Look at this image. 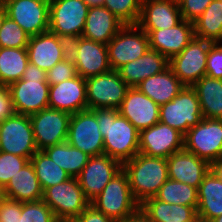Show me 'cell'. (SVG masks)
<instances>
[{
	"mask_svg": "<svg viewBox=\"0 0 222 222\" xmlns=\"http://www.w3.org/2000/svg\"><path fill=\"white\" fill-rule=\"evenodd\" d=\"M104 140V154L122 165L139 153L140 132L119 110L91 109Z\"/></svg>",
	"mask_w": 222,
	"mask_h": 222,
	"instance_id": "cell-1",
	"label": "cell"
},
{
	"mask_svg": "<svg viewBox=\"0 0 222 222\" xmlns=\"http://www.w3.org/2000/svg\"><path fill=\"white\" fill-rule=\"evenodd\" d=\"M123 170L128 175L132 195L140 205L154 197L169 179L167 158L138 153L123 164Z\"/></svg>",
	"mask_w": 222,
	"mask_h": 222,
	"instance_id": "cell-2",
	"label": "cell"
},
{
	"mask_svg": "<svg viewBox=\"0 0 222 222\" xmlns=\"http://www.w3.org/2000/svg\"><path fill=\"white\" fill-rule=\"evenodd\" d=\"M47 72L28 63L20 80L8 86L16 114L30 116L49 108Z\"/></svg>",
	"mask_w": 222,
	"mask_h": 222,
	"instance_id": "cell-3",
	"label": "cell"
},
{
	"mask_svg": "<svg viewBox=\"0 0 222 222\" xmlns=\"http://www.w3.org/2000/svg\"><path fill=\"white\" fill-rule=\"evenodd\" d=\"M90 205L115 222L122 221L140 208L132 195L128 175L123 169L109 181Z\"/></svg>",
	"mask_w": 222,
	"mask_h": 222,
	"instance_id": "cell-4",
	"label": "cell"
},
{
	"mask_svg": "<svg viewBox=\"0 0 222 222\" xmlns=\"http://www.w3.org/2000/svg\"><path fill=\"white\" fill-rule=\"evenodd\" d=\"M42 200L51 208L56 219L63 220H75L90 205L76 177L46 188Z\"/></svg>",
	"mask_w": 222,
	"mask_h": 222,
	"instance_id": "cell-5",
	"label": "cell"
},
{
	"mask_svg": "<svg viewBox=\"0 0 222 222\" xmlns=\"http://www.w3.org/2000/svg\"><path fill=\"white\" fill-rule=\"evenodd\" d=\"M202 119L199 99L192 87L185 86L173 100L160 105L159 121L183 134Z\"/></svg>",
	"mask_w": 222,
	"mask_h": 222,
	"instance_id": "cell-6",
	"label": "cell"
},
{
	"mask_svg": "<svg viewBox=\"0 0 222 222\" xmlns=\"http://www.w3.org/2000/svg\"><path fill=\"white\" fill-rule=\"evenodd\" d=\"M88 109H116L121 106L129 88L118 70L85 79Z\"/></svg>",
	"mask_w": 222,
	"mask_h": 222,
	"instance_id": "cell-7",
	"label": "cell"
},
{
	"mask_svg": "<svg viewBox=\"0 0 222 222\" xmlns=\"http://www.w3.org/2000/svg\"><path fill=\"white\" fill-rule=\"evenodd\" d=\"M149 38L138 25H124L108 42V60L112 70L143 56L149 49Z\"/></svg>",
	"mask_w": 222,
	"mask_h": 222,
	"instance_id": "cell-8",
	"label": "cell"
},
{
	"mask_svg": "<svg viewBox=\"0 0 222 222\" xmlns=\"http://www.w3.org/2000/svg\"><path fill=\"white\" fill-rule=\"evenodd\" d=\"M183 148L208 163L222 158V120L203 117L184 134Z\"/></svg>",
	"mask_w": 222,
	"mask_h": 222,
	"instance_id": "cell-9",
	"label": "cell"
},
{
	"mask_svg": "<svg viewBox=\"0 0 222 222\" xmlns=\"http://www.w3.org/2000/svg\"><path fill=\"white\" fill-rule=\"evenodd\" d=\"M0 151L29 160L38 151L29 116L15 114L0 122Z\"/></svg>",
	"mask_w": 222,
	"mask_h": 222,
	"instance_id": "cell-10",
	"label": "cell"
},
{
	"mask_svg": "<svg viewBox=\"0 0 222 222\" xmlns=\"http://www.w3.org/2000/svg\"><path fill=\"white\" fill-rule=\"evenodd\" d=\"M194 37L182 52L169 60V67L184 86L191 87L206 75V61L210 45Z\"/></svg>",
	"mask_w": 222,
	"mask_h": 222,
	"instance_id": "cell-11",
	"label": "cell"
},
{
	"mask_svg": "<svg viewBox=\"0 0 222 222\" xmlns=\"http://www.w3.org/2000/svg\"><path fill=\"white\" fill-rule=\"evenodd\" d=\"M89 7L84 0H50L49 31L81 36Z\"/></svg>",
	"mask_w": 222,
	"mask_h": 222,
	"instance_id": "cell-12",
	"label": "cell"
},
{
	"mask_svg": "<svg viewBox=\"0 0 222 222\" xmlns=\"http://www.w3.org/2000/svg\"><path fill=\"white\" fill-rule=\"evenodd\" d=\"M67 142L89 156L104 154L103 136L91 110L71 114Z\"/></svg>",
	"mask_w": 222,
	"mask_h": 222,
	"instance_id": "cell-13",
	"label": "cell"
},
{
	"mask_svg": "<svg viewBox=\"0 0 222 222\" xmlns=\"http://www.w3.org/2000/svg\"><path fill=\"white\" fill-rule=\"evenodd\" d=\"M37 150L67 141L71 114L46 108L29 116Z\"/></svg>",
	"mask_w": 222,
	"mask_h": 222,
	"instance_id": "cell-14",
	"label": "cell"
},
{
	"mask_svg": "<svg viewBox=\"0 0 222 222\" xmlns=\"http://www.w3.org/2000/svg\"><path fill=\"white\" fill-rule=\"evenodd\" d=\"M183 146L184 134L160 121L140 131L139 153L143 155L168 158Z\"/></svg>",
	"mask_w": 222,
	"mask_h": 222,
	"instance_id": "cell-15",
	"label": "cell"
},
{
	"mask_svg": "<svg viewBox=\"0 0 222 222\" xmlns=\"http://www.w3.org/2000/svg\"><path fill=\"white\" fill-rule=\"evenodd\" d=\"M123 165L107 154L90 156L77 177L85 197L91 202L121 170Z\"/></svg>",
	"mask_w": 222,
	"mask_h": 222,
	"instance_id": "cell-16",
	"label": "cell"
},
{
	"mask_svg": "<svg viewBox=\"0 0 222 222\" xmlns=\"http://www.w3.org/2000/svg\"><path fill=\"white\" fill-rule=\"evenodd\" d=\"M50 0H14L5 7L13 19L28 35L49 31Z\"/></svg>",
	"mask_w": 222,
	"mask_h": 222,
	"instance_id": "cell-17",
	"label": "cell"
},
{
	"mask_svg": "<svg viewBox=\"0 0 222 222\" xmlns=\"http://www.w3.org/2000/svg\"><path fill=\"white\" fill-rule=\"evenodd\" d=\"M149 38V47L169 60L180 54L195 37L194 23L182 20L169 29H142Z\"/></svg>",
	"mask_w": 222,
	"mask_h": 222,
	"instance_id": "cell-18",
	"label": "cell"
},
{
	"mask_svg": "<svg viewBox=\"0 0 222 222\" xmlns=\"http://www.w3.org/2000/svg\"><path fill=\"white\" fill-rule=\"evenodd\" d=\"M118 110L139 132L159 122L160 106L137 87L128 88Z\"/></svg>",
	"mask_w": 222,
	"mask_h": 222,
	"instance_id": "cell-19",
	"label": "cell"
},
{
	"mask_svg": "<svg viewBox=\"0 0 222 222\" xmlns=\"http://www.w3.org/2000/svg\"><path fill=\"white\" fill-rule=\"evenodd\" d=\"M48 96V106L51 109L70 114L88 109L86 81L79 75L56 85H50Z\"/></svg>",
	"mask_w": 222,
	"mask_h": 222,
	"instance_id": "cell-20",
	"label": "cell"
},
{
	"mask_svg": "<svg viewBox=\"0 0 222 222\" xmlns=\"http://www.w3.org/2000/svg\"><path fill=\"white\" fill-rule=\"evenodd\" d=\"M169 179L198 189L209 171V163L189 151L179 150L167 158Z\"/></svg>",
	"mask_w": 222,
	"mask_h": 222,
	"instance_id": "cell-21",
	"label": "cell"
},
{
	"mask_svg": "<svg viewBox=\"0 0 222 222\" xmlns=\"http://www.w3.org/2000/svg\"><path fill=\"white\" fill-rule=\"evenodd\" d=\"M179 3L171 0H142L137 25L141 29H169L182 21Z\"/></svg>",
	"mask_w": 222,
	"mask_h": 222,
	"instance_id": "cell-22",
	"label": "cell"
},
{
	"mask_svg": "<svg viewBox=\"0 0 222 222\" xmlns=\"http://www.w3.org/2000/svg\"><path fill=\"white\" fill-rule=\"evenodd\" d=\"M75 67L84 79L109 72L107 44L81 37Z\"/></svg>",
	"mask_w": 222,
	"mask_h": 222,
	"instance_id": "cell-23",
	"label": "cell"
},
{
	"mask_svg": "<svg viewBox=\"0 0 222 222\" xmlns=\"http://www.w3.org/2000/svg\"><path fill=\"white\" fill-rule=\"evenodd\" d=\"M169 67V59L156 50L148 49L145 54L118 69L121 78L129 87H136L143 80Z\"/></svg>",
	"mask_w": 222,
	"mask_h": 222,
	"instance_id": "cell-24",
	"label": "cell"
},
{
	"mask_svg": "<svg viewBox=\"0 0 222 222\" xmlns=\"http://www.w3.org/2000/svg\"><path fill=\"white\" fill-rule=\"evenodd\" d=\"M124 24L103 5L90 6L82 37L108 44Z\"/></svg>",
	"mask_w": 222,
	"mask_h": 222,
	"instance_id": "cell-25",
	"label": "cell"
},
{
	"mask_svg": "<svg viewBox=\"0 0 222 222\" xmlns=\"http://www.w3.org/2000/svg\"><path fill=\"white\" fill-rule=\"evenodd\" d=\"M27 52L29 62L46 72L63 60L62 48L57 36L50 31L30 36Z\"/></svg>",
	"mask_w": 222,
	"mask_h": 222,
	"instance_id": "cell-26",
	"label": "cell"
},
{
	"mask_svg": "<svg viewBox=\"0 0 222 222\" xmlns=\"http://www.w3.org/2000/svg\"><path fill=\"white\" fill-rule=\"evenodd\" d=\"M136 87L160 106L173 100L185 86L168 67L166 70L146 78Z\"/></svg>",
	"mask_w": 222,
	"mask_h": 222,
	"instance_id": "cell-27",
	"label": "cell"
},
{
	"mask_svg": "<svg viewBox=\"0 0 222 222\" xmlns=\"http://www.w3.org/2000/svg\"><path fill=\"white\" fill-rule=\"evenodd\" d=\"M7 197L19 202H32L43 198V189L29 161L5 186Z\"/></svg>",
	"mask_w": 222,
	"mask_h": 222,
	"instance_id": "cell-28",
	"label": "cell"
},
{
	"mask_svg": "<svg viewBox=\"0 0 222 222\" xmlns=\"http://www.w3.org/2000/svg\"><path fill=\"white\" fill-rule=\"evenodd\" d=\"M222 215V180L208 172L198 187L197 216L212 221Z\"/></svg>",
	"mask_w": 222,
	"mask_h": 222,
	"instance_id": "cell-29",
	"label": "cell"
},
{
	"mask_svg": "<svg viewBox=\"0 0 222 222\" xmlns=\"http://www.w3.org/2000/svg\"><path fill=\"white\" fill-rule=\"evenodd\" d=\"M204 118L222 120V79L203 76L193 86Z\"/></svg>",
	"mask_w": 222,
	"mask_h": 222,
	"instance_id": "cell-30",
	"label": "cell"
},
{
	"mask_svg": "<svg viewBox=\"0 0 222 222\" xmlns=\"http://www.w3.org/2000/svg\"><path fill=\"white\" fill-rule=\"evenodd\" d=\"M140 208L154 222H191L197 216L196 207L169 204L155 197L146 199Z\"/></svg>",
	"mask_w": 222,
	"mask_h": 222,
	"instance_id": "cell-31",
	"label": "cell"
},
{
	"mask_svg": "<svg viewBox=\"0 0 222 222\" xmlns=\"http://www.w3.org/2000/svg\"><path fill=\"white\" fill-rule=\"evenodd\" d=\"M51 160L65 170L71 177H78L90 156L72 147L67 141L43 150Z\"/></svg>",
	"mask_w": 222,
	"mask_h": 222,
	"instance_id": "cell-32",
	"label": "cell"
},
{
	"mask_svg": "<svg viewBox=\"0 0 222 222\" xmlns=\"http://www.w3.org/2000/svg\"><path fill=\"white\" fill-rule=\"evenodd\" d=\"M193 23L196 38L222 43V1L213 0Z\"/></svg>",
	"mask_w": 222,
	"mask_h": 222,
	"instance_id": "cell-33",
	"label": "cell"
},
{
	"mask_svg": "<svg viewBox=\"0 0 222 222\" xmlns=\"http://www.w3.org/2000/svg\"><path fill=\"white\" fill-rule=\"evenodd\" d=\"M28 63L27 48L0 47V81L8 87L20 80Z\"/></svg>",
	"mask_w": 222,
	"mask_h": 222,
	"instance_id": "cell-34",
	"label": "cell"
},
{
	"mask_svg": "<svg viewBox=\"0 0 222 222\" xmlns=\"http://www.w3.org/2000/svg\"><path fill=\"white\" fill-rule=\"evenodd\" d=\"M30 162L34 167L43 191L46 188L63 183L71 178V176L51 160L43 150H38L30 158Z\"/></svg>",
	"mask_w": 222,
	"mask_h": 222,
	"instance_id": "cell-35",
	"label": "cell"
},
{
	"mask_svg": "<svg viewBox=\"0 0 222 222\" xmlns=\"http://www.w3.org/2000/svg\"><path fill=\"white\" fill-rule=\"evenodd\" d=\"M154 197L169 204L198 207V189L172 179H168Z\"/></svg>",
	"mask_w": 222,
	"mask_h": 222,
	"instance_id": "cell-36",
	"label": "cell"
},
{
	"mask_svg": "<svg viewBox=\"0 0 222 222\" xmlns=\"http://www.w3.org/2000/svg\"><path fill=\"white\" fill-rule=\"evenodd\" d=\"M103 6L124 25H137L141 14L142 0H105Z\"/></svg>",
	"mask_w": 222,
	"mask_h": 222,
	"instance_id": "cell-37",
	"label": "cell"
},
{
	"mask_svg": "<svg viewBox=\"0 0 222 222\" xmlns=\"http://www.w3.org/2000/svg\"><path fill=\"white\" fill-rule=\"evenodd\" d=\"M29 40L30 35L7 16L0 29V47L27 48Z\"/></svg>",
	"mask_w": 222,
	"mask_h": 222,
	"instance_id": "cell-38",
	"label": "cell"
},
{
	"mask_svg": "<svg viewBox=\"0 0 222 222\" xmlns=\"http://www.w3.org/2000/svg\"><path fill=\"white\" fill-rule=\"evenodd\" d=\"M51 208L41 199L32 202H22V211L18 222H55Z\"/></svg>",
	"mask_w": 222,
	"mask_h": 222,
	"instance_id": "cell-39",
	"label": "cell"
},
{
	"mask_svg": "<svg viewBox=\"0 0 222 222\" xmlns=\"http://www.w3.org/2000/svg\"><path fill=\"white\" fill-rule=\"evenodd\" d=\"M29 161L26 157L0 151V184L6 186Z\"/></svg>",
	"mask_w": 222,
	"mask_h": 222,
	"instance_id": "cell-40",
	"label": "cell"
},
{
	"mask_svg": "<svg viewBox=\"0 0 222 222\" xmlns=\"http://www.w3.org/2000/svg\"><path fill=\"white\" fill-rule=\"evenodd\" d=\"M77 75L75 64L62 60L47 71V82L49 85H56Z\"/></svg>",
	"mask_w": 222,
	"mask_h": 222,
	"instance_id": "cell-41",
	"label": "cell"
},
{
	"mask_svg": "<svg viewBox=\"0 0 222 222\" xmlns=\"http://www.w3.org/2000/svg\"><path fill=\"white\" fill-rule=\"evenodd\" d=\"M206 75L222 79V43H212L206 61Z\"/></svg>",
	"mask_w": 222,
	"mask_h": 222,
	"instance_id": "cell-42",
	"label": "cell"
},
{
	"mask_svg": "<svg viewBox=\"0 0 222 222\" xmlns=\"http://www.w3.org/2000/svg\"><path fill=\"white\" fill-rule=\"evenodd\" d=\"M213 0H180L179 8L183 20L194 22Z\"/></svg>",
	"mask_w": 222,
	"mask_h": 222,
	"instance_id": "cell-43",
	"label": "cell"
},
{
	"mask_svg": "<svg viewBox=\"0 0 222 222\" xmlns=\"http://www.w3.org/2000/svg\"><path fill=\"white\" fill-rule=\"evenodd\" d=\"M59 45L62 48L63 60L75 64L77 50L82 36L77 35H59L56 34Z\"/></svg>",
	"mask_w": 222,
	"mask_h": 222,
	"instance_id": "cell-44",
	"label": "cell"
},
{
	"mask_svg": "<svg viewBox=\"0 0 222 222\" xmlns=\"http://www.w3.org/2000/svg\"><path fill=\"white\" fill-rule=\"evenodd\" d=\"M22 211V202L7 199L0 206V222H18Z\"/></svg>",
	"mask_w": 222,
	"mask_h": 222,
	"instance_id": "cell-45",
	"label": "cell"
},
{
	"mask_svg": "<svg viewBox=\"0 0 222 222\" xmlns=\"http://www.w3.org/2000/svg\"><path fill=\"white\" fill-rule=\"evenodd\" d=\"M16 114L12 96L8 87L0 91V122Z\"/></svg>",
	"mask_w": 222,
	"mask_h": 222,
	"instance_id": "cell-46",
	"label": "cell"
},
{
	"mask_svg": "<svg viewBox=\"0 0 222 222\" xmlns=\"http://www.w3.org/2000/svg\"><path fill=\"white\" fill-rule=\"evenodd\" d=\"M74 222H115L108 218L104 213L96 210L92 205H89Z\"/></svg>",
	"mask_w": 222,
	"mask_h": 222,
	"instance_id": "cell-47",
	"label": "cell"
},
{
	"mask_svg": "<svg viewBox=\"0 0 222 222\" xmlns=\"http://www.w3.org/2000/svg\"><path fill=\"white\" fill-rule=\"evenodd\" d=\"M119 222H154L141 208Z\"/></svg>",
	"mask_w": 222,
	"mask_h": 222,
	"instance_id": "cell-48",
	"label": "cell"
},
{
	"mask_svg": "<svg viewBox=\"0 0 222 222\" xmlns=\"http://www.w3.org/2000/svg\"><path fill=\"white\" fill-rule=\"evenodd\" d=\"M214 177L222 180V158L209 162V171Z\"/></svg>",
	"mask_w": 222,
	"mask_h": 222,
	"instance_id": "cell-49",
	"label": "cell"
},
{
	"mask_svg": "<svg viewBox=\"0 0 222 222\" xmlns=\"http://www.w3.org/2000/svg\"><path fill=\"white\" fill-rule=\"evenodd\" d=\"M8 199L5 185L0 184V206Z\"/></svg>",
	"mask_w": 222,
	"mask_h": 222,
	"instance_id": "cell-50",
	"label": "cell"
},
{
	"mask_svg": "<svg viewBox=\"0 0 222 222\" xmlns=\"http://www.w3.org/2000/svg\"><path fill=\"white\" fill-rule=\"evenodd\" d=\"M6 17H7L6 7L0 6V29Z\"/></svg>",
	"mask_w": 222,
	"mask_h": 222,
	"instance_id": "cell-51",
	"label": "cell"
},
{
	"mask_svg": "<svg viewBox=\"0 0 222 222\" xmlns=\"http://www.w3.org/2000/svg\"><path fill=\"white\" fill-rule=\"evenodd\" d=\"M89 6L103 5L105 0H84Z\"/></svg>",
	"mask_w": 222,
	"mask_h": 222,
	"instance_id": "cell-52",
	"label": "cell"
},
{
	"mask_svg": "<svg viewBox=\"0 0 222 222\" xmlns=\"http://www.w3.org/2000/svg\"><path fill=\"white\" fill-rule=\"evenodd\" d=\"M191 222H211L208 219L202 218L200 216H196Z\"/></svg>",
	"mask_w": 222,
	"mask_h": 222,
	"instance_id": "cell-53",
	"label": "cell"
},
{
	"mask_svg": "<svg viewBox=\"0 0 222 222\" xmlns=\"http://www.w3.org/2000/svg\"><path fill=\"white\" fill-rule=\"evenodd\" d=\"M11 1H14V0H0V6H6Z\"/></svg>",
	"mask_w": 222,
	"mask_h": 222,
	"instance_id": "cell-54",
	"label": "cell"
},
{
	"mask_svg": "<svg viewBox=\"0 0 222 222\" xmlns=\"http://www.w3.org/2000/svg\"><path fill=\"white\" fill-rule=\"evenodd\" d=\"M211 222H222V215L219 217H216L215 219H213Z\"/></svg>",
	"mask_w": 222,
	"mask_h": 222,
	"instance_id": "cell-55",
	"label": "cell"
},
{
	"mask_svg": "<svg viewBox=\"0 0 222 222\" xmlns=\"http://www.w3.org/2000/svg\"><path fill=\"white\" fill-rule=\"evenodd\" d=\"M55 222H74V220L57 219Z\"/></svg>",
	"mask_w": 222,
	"mask_h": 222,
	"instance_id": "cell-56",
	"label": "cell"
},
{
	"mask_svg": "<svg viewBox=\"0 0 222 222\" xmlns=\"http://www.w3.org/2000/svg\"><path fill=\"white\" fill-rule=\"evenodd\" d=\"M6 86L0 81V91H2Z\"/></svg>",
	"mask_w": 222,
	"mask_h": 222,
	"instance_id": "cell-57",
	"label": "cell"
}]
</instances>
